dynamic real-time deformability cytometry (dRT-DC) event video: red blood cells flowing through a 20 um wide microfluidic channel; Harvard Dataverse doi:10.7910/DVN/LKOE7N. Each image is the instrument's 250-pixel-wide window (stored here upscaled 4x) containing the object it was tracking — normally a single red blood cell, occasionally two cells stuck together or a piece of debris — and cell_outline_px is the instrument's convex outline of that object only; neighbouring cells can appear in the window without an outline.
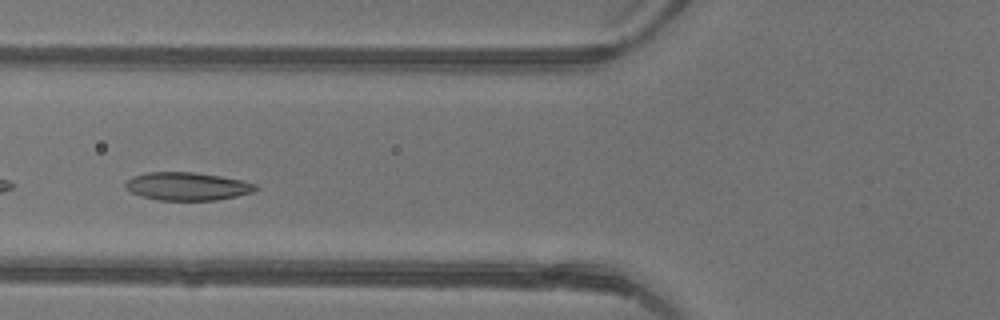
{"species": "common noctule bat (a hibernating species)", "species_latin": "Nyctalus noctula", "temperature_condition": "warm", "stored_images_in_passage": 4, "camera_frame_rate_fps": 3000, "um_per_image_px": 0.085, "animal": {"sex": "female"}, "frame": {"image": 1, "passage_image": 4, "time_ms": 1.0, "image_size_px": [1000, 320], "cell_outline_px": [[260, 188], [252, 192], [236, 196], [216, 200], [156, 200], [140, 196], [124, 188], [124, 184], [132, 176], [148, 172], [192, 172], [220, 176], [240, 180], [256, 184]], "centroid_in_image_um": [15.89, 15.84], "position_along_channel_um": 109.9, "area_um2": 21.27}}